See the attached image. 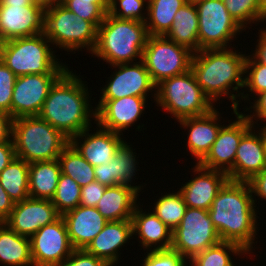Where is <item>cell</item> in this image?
Listing matches in <instances>:
<instances>
[{
	"mask_svg": "<svg viewBox=\"0 0 266 266\" xmlns=\"http://www.w3.org/2000/svg\"><path fill=\"white\" fill-rule=\"evenodd\" d=\"M256 207L248 182L228 180L208 210L221 241L239 244L249 257L258 234Z\"/></svg>",
	"mask_w": 266,
	"mask_h": 266,
	"instance_id": "cell-1",
	"label": "cell"
},
{
	"mask_svg": "<svg viewBox=\"0 0 266 266\" xmlns=\"http://www.w3.org/2000/svg\"><path fill=\"white\" fill-rule=\"evenodd\" d=\"M79 76L68 68L51 86L38 115L69 140L91 127V118L96 120L92 93Z\"/></svg>",
	"mask_w": 266,
	"mask_h": 266,
	"instance_id": "cell-2",
	"label": "cell"
},
{
	"mask_svg": "<svg viewBox=\"0 0 266 266\" xmlns=\"http://www.w3.org/2000/svg\"><path fill=\"white\" fill-rule=\"evenodd\" d=\"M234 48L201 49L193 54L191 63V71L204 94L213 104L228 96L233 114L239 110L237 98L242 92L238 90L244 89L246 60V54Z\"/></svg>",
	"mask_w": 266,
	"mask_h": 266,
	"instance_id": "cell-3",
	"label": "cell"
},
{
	"mask_svg": "<svg viewBox=\"0 0 266 266\" xmlns=\"http://www.w3.org/2000/svg\"><path fill=\"white\" fill-rule=\"evenodd\" d=\"M148 36L145 22L119 19L107 13L97 29L96 45L90 54L110 66L139 62Z\"/></svg>",
	"mask_w": 266,
	"mask_h": 266,
	"instance_id": "cell-4",
	"label": "cell"
},
{
	"mask_svg": "<svg viewBox=\"0 0 266 266\" xmlns=\"http://www.w3.org/2000/svg\"><path fill=\"white\" fill-rule=\"evenodd\" d=\"M12 141L17 158L31 164L58 159L69 139L39 116L13 119Z\"/></svg>",
	"mask_w": 266,
	"mask_h": 266,
	"instance_id": "cell-5",
	"label": "cell"
},
{
	"mask_svg": "<svg viewBox=\"0 0 266 266\" xmlns=\"http://www.w3.org/2000/svg\"><path fill=\"white\" fill-rule=\"evenodd\" d=\"M50 44L44 33L11 39L3 42L0 59L16 76L63 74L68 66L56 58Z\"/></svg>",
	"mask_w": 266,
	"mask_h": 266,
	"instance_id": "cell-6",
	"label": "cell"
},
{
	"mask_svg": "<svg viewBox=\"0 0 266 266\" xmlns=\"http://www.w3.org/2000/svg\"><path fill=\"white\" fill-rule=\"evenodd\" d=\"M155 90L154 102L177 121L207 114L215 108L196 82L191 70L161 81Z\"/></svg>",
	"mask_w": 266,
	"mask_h": 266,
	"instance_id": "cell-7",
	"label": "cell"
},
{
	"mask_svg": "<svg viewBox=\"0 0 266 266\" xmlns=\"http://www.w3.org/2000/svg\"><path fill=\"white\" fill-rule=\"evenodd\" d=\"M97 27L75 15L60 2L44 12V34L53 47L76 53L82 49L92 53L97 41ZM86 48V49H85Z\"/></svg>",
	"mask_w": 266,
	"mask_h": 266,
	"instance_id": "cell-8",
	"label": "cell"
},
{
	"mask_svg": "<svg viewBox=\"0 0 266 266\" xmlns=\"http://www.w3.org/2000/svg\"><path fill=\"white\" fill-rule=\"evenodd\" d=\"M194 52L164 35H149L142 52V62L155 85L191 70Z\"/></svg>",
	"mask_w": 266,
	"mask_h": 266,
	"instance_id": "cell-9",
	"label": "cell"
},
{
	"mask_svg": "<svg viewBox=\"0 0 266 266\" xmlns=\"http://www.w3.org/2000/svg\"><path fill=\"white\" fill-rule=\"evenodd\" d=\"M198 14L199 50L228 48L244 30L230 15L222 0H203L195 4ZM230 44V45H229Z\"/></svg>",
	"mask_w": 266,
	"mask_h": 266,
	"instance_id": "cell-10",
	"label": "cell"
},
{
	"mask_svg": "<svg viewBox=\"0 0 266 266\" xmlns=\"http://www.w3.org/2000/svg\"><path fill=\"white\" fill-rule=\"evenodd\" d=\"M220 241L208 210L187 207L182 221L172 231L171 249L189 261Z\"/></svg>",
	"mask_w": 266,
	"mask_h": 266,
	"instance_id": "cell-11",
	"label": "cell"
},
{
	"mask_svg": "<svg viewBox=\"0 0 266 266\" xmlns=\"http://www.w3.org/2000/svg\"><path fill=\"white\" fill-rule=\"evenodd\" d=\"M34 266H59L73 252L67 226L62 216L40 228L30 237Z\"/></svg>",
	"mask_w": 266,
	"mask_h": 266,
	"instance_id": "cell-12",
	"label": "cell"
},
{
	"mask_svg": "<svg viewBox=\"0 0 266 266\" xmlns=\"http://www.w3.org/2000/svg\"><path fill=\"white\" fill-rule=\"evenodd\" d=\"M115 71L100 90V99H120L127 96L148 97L155 101L156 85L142 61L112 65ZM154 91V92H153Z\"/></svg>",
	"mask_w": 266,
	"mask_h": 266,
	"instance_id": "cell-13",
	"label": "cell"
},
{
	"mask_svg": "<svg viewBox=\"0 0 266 266\" xmlns=\"http://www.w3.org/2000/svg\"><path fill=\"white\" fill-rule=\"evenodd\" d=\"M236 120L219 130L216 140L207 155L198 163L200 166L226 173L234 168L237 148L242 136L253 126L245 113L237 111Z\"/></svg>",
	"mask_w": 266,
	"mask_h": 266,
	"instance_id": "cell-14",
	"label": "cell"
},
{
	"mask_svg": "<svg viewBox=\"0 0 266 266\" xmlns=\"http://www.w3.org/2000/svg\"><path fill=\"white\" fill-rule=\"evenodd\" d=\"M62 74H28L17 76L12 100L13 119L38 116L51 86Z\"/></svg>",
	"mask_w": 266,
	"mask_h": 266,
	"instance_id": "cell-15",
	"label": "cell"
},
{
	"mask_svg": "<svg viewBox=\"0 0 266 266\" xmlns=\"http://www.w3.org/2000/svg\"><path fill=\"white\" fill-rule=\"evenodd\" d=\"M147 97L127 96L120 99H99L96 105V125L122 134L134 126L145 112Z\"/></svg>",
	"mask_w": 266,
	"mask_h": 266,
	"instance_id": "cell-16",
	"label": "cell"
},
{
	"mask_svg": "<svg viewBox=\"0 0 266 266\" xmlns=\"http://www.w3.org/2000/svg\"><path fill=\"white\" fill-rule=\"evenodd\" d=\"M60 216L51 200L28 197L14 204L4 223L17 234L30 238L40 228Z\"/></svg>",
	"mask_w": 266,
	"mask_h": 266,
	"instance_id": "cell-17",
	"label": "cell"
},
{
	"mask_svg": "<svg viewBox=\"0 0 266 266\" xmlns=\"http://www.w3.org/2000/svg\"><path fill=\"white\" fill-rule=\"evenodd\" d=\"M44 12L36 4L0 6V38L5 42L43 33Z\"/></svg>",
	"mask_w": 266,
	"mask_h": 266,
	"instance_id": "cell-18",
	"label": "cell"
},
{
	"mask_svg": "<svg viewBox=\"0 0 266 266\" xmlns=\"http://www.w3.org/2000/svg\"><path fill=\"white\" fill-rule=\"evenodd\" d=\"M194 175L192 179L179 188L187 207L209 210L218 191L229 180L224 172L207 169L195 163L191 168Z\"/></svg>",
	"mask_w": 266,
	"mask_h": 266,
	"instance_id": "cell-19",
	"label": "cell"
},
{
	"mask_svg": "<svg viewBox=\"0 0 266 266\" xmlns=\"http://www.w3.org/2000/svg\"><path fill=\"white\" fill-rule=\"evenodd\" d=\"M96 132L89 133L91 127L83 130L80 134L72 137L69 143L87 160L92 166L109 163L125 141L122 134L106 130L97 125Z\"/></svg>",
	"mask_w": 266,
	"mask_h": 266,
	"instance_id": "cell-20",
	"label": "cell"
},
{
	"mask_svg": "<svg viewBox=\"0 0 266 266\" xmlns=\"http://www.w3.org/2000/svg\"><path fill=\"white\" fill-rule=\"evenodd\" d=\"M255 128L252 126L239 142L234 168L228 174V179L231 181L249 182L266 168L264 142L259 131L254 130Z\"/></svg>",
	"mask_w": 266,
	"mask_h": 266,
	"instance_id": "cell-21",
	"label": "cell"
},
{
	"mask_svg": "<svg viewBox=\"0 0 266 266\" xmlns=\"http://www.w3.org/2000/svg\"><path fill=\"white\" fill-rule=\"evenodd\" d=\"M216 107L209 113L180 119L181 128L188 129L187 146L198 164L210 151L221 127L220 112Z\"/></svg>",
	"mask_w": 266,
	"mask_h": 266,
	"instance_id": "cell-22",
	"label": "cell"
},
{
	"mask_svg": "<svg viewBox=\"0 0 266 266\" xmlns=\"http://www.w3.org/2000/svg\"><path fill=\"white\" fill-rule=\"evenodd\" d=\"M132 238L131 220L108 221L85 250L104 260L109 266H116L121 260V249Z\"/></svg>",
	"mask_w": 266,
	"mask_h": 266,
	"instance_id": "cell-23",
	"label": "cell"
},
{
	"mask_svg": "<svg viewBox=\"0 0 266 266\" xmlns=\"http://www.w3.org/2000/svg\"><path fill=\"white\" fill-rule=\"evenodd\" d=\"M74 249H86L108 222L96 207L77 206L62 215Z\"/></svg>",
	"mask_w": 266,
	"mask_h": 266,
	"instance_id": "cell-24",
	"label": "cell"
},
{
	"mask_svg": "<svg viewBox=\"0 0 266 266\" xmlns=\"http://www.w3.org/2000/svg\"><path fill=\"white\" fill-rule=\"evenodd\" d=\"M138 201L131 217L132 232L144 251L167 250L172 246V231L151 211L143 210Z\"/></svg>",
	"mask_w": 266,
	"mask_h": 266,
	"instance_id": "cell-25",
	"label": "cell"
},
{
	"mask_svg": "<svg viewBox=\"0 0 266 266\" xmlns=\"http://www.w3.org/2000/svg\"><path fill=\"white\" fill-rule=\"evenodd\" d=\"M143 185H115L106 188L96 208L107 221L131 220Z\"/></svg>",
	"mask_w": 266,
	"mask_h": 266,
	"instance_id": "cell-26",
	"label": "cell"
},
{
	"mask_svg": "<svg viewBox=\"0 0 266 266\" xmlns=\"http://www.w3.org/2000/svg\"><path fill=\"white\" fill-rule=\"evenodd\" d=\"M60 174L58 159L31 163L29 165V197L52 200Z\"/></svg>",
	"mask_w": 266,
	"mask_h": 266,
	"instance_id": "cell-27",
	"label": "cell"
},
{
	"mask_svg": "<svg viewBox=\"0 0 266 266\" xmlns=\"http://www.w3.org/2000/svg\"><path fill=\"white\" fill-rule=\"evenodd\" d=\"M164 36L194 53L199 51L198 14L195 4L186 2L180 7L170 30Z\"/></svg>",
	"mask_w": 266,
	"mask_h": 266,
	"instance_id": "cell-28",
	"label": "cell"
},
{
	"mask_svg": "<svg viewBox=\"0 0 266 266\" xmlns=\"http://www.w3.org/2000/svg\"><path fill=\"white\" fill-rule=\"evenodd\" d=\"M34 266L31 259L30 238L21 236L0 223V265Z\"/></svg>",
	"mask_w": 266,
	"mask_h": 266,
	"instance_id": "cell-29",
	"label": "cell"
},
{
	"mask_svg": "<svg viewBox=\"0 0 266 266\" xmlns=\"http://www.w3.org/2000/svg\"><path fill=\"white\" fill-rule=\"evenodd\" d=\"M29 165L15 157L0 173V184L14 203L29 197Z\"/></svg>",
	"mask_w": 266,
	"mask_h": 266,
	"instance_id": "cell-30",
	"label": "cell"
},
{
	"mask_svg": "<svg viewBox=\"0 0 266 266\" xmlns=\"http://www.w3.org/2000/svg\"><path fill=\"white\" fill-rule=\"evenodd\" d=\"M186 0H148L146 28L148 35H165L171 28L176 12Z\"/></svg>",
	"mask_w": 266,
	"mask_h": 266,
	"instance_id": "cell-31",
	"label": "cell"
},
{
	"mask_svg": "<svg viewBox=\"0 0 266 266\" xmlns=\"http://www.w3.org/2000/svg\"><path fill=\"white\" fill-rule=\"evenodd\" d=\"M249 254L239 244L220 241L203 252L196 254L189 260V266H235L231 255L245 256ZM241 255V256H240Z\"/></svg>",
	"mask_w": 266,
	"mask_h": 266,
	"instance_id": "cell-32",
	"label": "cell"
},
{
	"mask_svg": "<svg viewBox=\"0 0 266 266\" xmlns=\"http://www.w3.org/2000/svg\"><path fill=\"white\" fill-rule=\"evenodd\" d=\"M61 173L71 177L80 187L96 181L94 166L69 143L58 157Z\"/></svg>",
	"mask_w": 266,
	"mask_h": 266,
	"instance_id": "cell-33",
	"label": "cell"
},
{
	"mask_svg": "<svg viewBox=\"0 0 266 266\" xmlns=\"http://www.w3.org/2000/svg\"><path fill=\"white\" fill-rule=\"evenodd\" d=\"M154 206V208H153ZM152 212L173 231L182 221L187 205L179 192L165 193L154 203Z\"/></svg>",
	"mask_w": 266,
	"mask_h": 266,
	"instance_id": "cell-34",
	"label": "cell"
},
{
	"mask_svg": "<svg viewBox=\"0 0 266 266\" xmlns=\"http://www.w3.org/2000/svg\"><path fill=\"white\" fill-rule=\"evenodd\" d=\"M126 140L117 149L113 159H112V170H113V186L115 185H132L134 178H136V171L138 168V157H136L133 148L130 147L132 144L128 145ZM135 176V177H134ZM133 179V180H132Z\"/></svg>",
	"mask_w": 266,
	"mask_h": 266,
	"instance_id": "cell-35",
	"label": "cell"
},
{
	"mask_svg": "<svg viewBox=\"0 0 266 266\" xmlns=\"http://www.w3.org/2000/svg\"><path fill=\"white\" fill-rule=\"evenodd\" d=\"M81 187L71 177L60 174L56 193L51 200L57 212L64 213L75 209L80 204Z\"/></svg>",
	"mask_w": 266,
	"mask_h": 266,
	"instance_id": "cell-36",
	"label": "cell"
},
{
	"mask_svg": "<svg viewBox=\"0 0 266 266\" xmlns=\"http://www.w3.org/2000/svg\"><path fill=\"white\" fill-rule=\"evenodd\" d=\"M230 15L244 29L249 24L266 21L261 13L258 0H222Z\"/></svg>",
	"mask_w": 266,
	"mask_h": 266,
	"instance_id": "cell-37",
	"label": "cell"
},
{
	"mask_svg": "<svg viewBox=\"0 0 266 266\" xmlns=\"http://www.w3.org/2000/svg\"><path fill=\"white\" fill-rule=\"evenodd\" d=\"M244 88L245 91H248L245 92L241 89V91H243L240 97L241 99L238 98L240 102L241 100L243 101V99L244 101H248L249 99L252 100V98H249L252 94L254 99L255 96L266 91V65L259 63L248 54L245 60ZM248 92L251 93L249 94Z\"/></svg>",
	"mask_w": 266,
	"mask_h": 266,
	"instance_id": "cell-38",
	"label": "cell"
},
{
	"mask_svg": "<svg viewBox=\"0 0 266 266\" xmlns=\"http://www.w3.org/2000/svg\"><path fill=\"white\" fill-rule=\"evenodd\" d=\"M147 6L148 0H109L108 14L119 19L146 22Z\"/></svg>",
	"mask_w": 266,
	"mask_h": 266,
	"instance_id": "cell-39",
	"label": "cell"
},
{
	"mask_svg": "<svg viewBox=\"0 0 266 266\" xmlns=\"http://www.w3.org/2000/svg\"><path fill=\"white\" fill-rule=\"evenodd\" d=\"M60 3L75 15L91 21L97 28L104 21L107 14L98 4L92 0H60Z\"/></svg>",
	"mask_w": 266,
	"mask_h": 266,
	"instance_id": "cell-40",
	"label": "cell"
},
{
	"mask_svg": "<svg viewBox=\"0 0 266 266\" xmlns=\"http://www.w3.org/2000/svg\"><path fill=\"white\" fill-rule=\"evenodd\" d=\"M146 253L144 260L142 259V266H188V260L172 249L153 250Z\"/></svg>",
	"mask_w": 266,
	"mask_h": 266,
	"instance_id": "cell-41",
	"label": "cell"
},
{
	"mask_svg": "<svg viewBox=\"0 0 266 266\" xmlns=\"http://www.w3.org/2000/svg\"><path fill=\"white\" fill-rule=\"evenodd\" d=\"M17 76L0 59V111L11 115V100Z\"/></svg>",
	"mask_w": 266,
	"mask_h": 266,
	"instance_id": "cell-42",
	"label": "cell"
},
{
	"mask_svg": "<svg viewBox=\"0 0 266 266\" xmlns=\"http://www.w3.org/2000/svg\"><path fill=\"white\" fill-rule=\"evenodd\" d=\"M59 266H109L104 260L88 253L85 249H74L67 260Z\"/></svg>",
	"mask_w": 266,
	"mask_h": 266,
	"instance_id": "cell-43",
	"label": "cell"
},
{
	"mask_svg": "<svg viewBox=\"0 0 266 266\" xmlns=\"http://www.w3.org/2000/svg\"><path fill=\"white\" fill-rule=\"evenodd\" d=\"M107 186L97 181L81 187L80 206L96 207Z\"/></svg>",
	"mask_w": 266,
	"mask_h": 266,
	"instance_id": "cell-44",
	"label": "cell"
},
{
	"mask_svg": "<svg viewBox=\"0 0 266 266\" xmlns=\"http://www.w3.org/2000/svg\"><path fill=\"white\" fill-rule=\"evenodd\" d=\"M250 103H251V105L252 104L253 105L249 106V108L246 107L245 111H248L250 109H253V110H250V114L247 113V115L245 114V116L249 119V121L253 124V126H256L255 124H257V126H258L259 120L261 121V123H263V121L266 122V91L258 94L255 97L254 102L252 103L250 101ZM251 112H252V114H251ZM254 120H256V121H254Z\"/></svg>",
	"mask_w": 266,
	"mask_h": 266,
	"instance_id": "cell-45",
	"label": "cell"
},
{
	"mask_svg": "<svg viewBox=\"0 0 266 266\" xmlns=\"http://www.w3.org/2000/svg\"><path fill=\"white\" fill-rule=\"evenodd\" d=\"M248 183L252 190L255 206L257 202L256 196H258V199L261 198L262 201L263 199L266 200V168L261 173L255 175Z\"/></svg>",
	"mask_w": 266,
	"mask_h": 266,
	"instance_id": "cell-46",
	"label": "cell"
},
{
	"mask_svg": "<svg viewBox=\"0 0 266 266\" xmlns=\"http://www.w3.org/2000/svg\"><path fill=\"white\" fill-rule=\"evenodd\" d=\"M96 181L107 187L113 186L112 160L109 163L94 166Z\"/></svg>",
	"mask_w": 266,
	"mask_h": 266,
	"instance_id": "cell-47",
	"label": "cell"
},
{
	"mask_svg": "<svg viewBox=\"0 0 266 266\" xmlns=\"http://www.w3.org/2000/svg\"><path fill=\"white\" fill-rule=\"evenodd\" d=\"M13 117L0 111V143L12 141Z\"/></svg>",
	"mask_w": 266,
	"mask_h": 266,
	"instance_id": "cell-48",
	"label": "cell"
},
{
	"mask_svg": "<svg viewBox=\"0 0 266 266\" xmlns=\"http://www.w3.org/2000/svg\"><path fill=\"white\" fill-rule=\"evenodd\" d=\"M16 157L13 141L0 143V173Z\"/></svg>",
	"mask_w": 266,
	"mask_h": 266,
	"instance_id": "cell-49",
	"label": "cell"
},
{
	"mask_svg": "<svg viewBox=\"0 0 266 266\" xmlns=\"http://www.w3.org/2000/svg\"><path fill=\"white\" fill-rule=\"evenodd\" d=\"M259 39H257L256 48L251 56L259 63L266 65V28L259 30Z\"/></svg>",
	"mask_w": 266,
	"mask_h": 266,
	"instance_id": "cell-50",
	"label": "cell"
},
{
	"mask_svg": "<svg viewBox=\"0 0 266 266\" xmlns=\"http://www.w3.org/2000/svg\"><path fill=\"white\" fill-rule=\"evenodd\" d=\"M14 202L0 184V223H4L14 207Z\"/></svg>",
	"mask_w": 266,
	"mask_h": 266,
	"instance_id": "cell-51",
	"label": "cell"
},
{
	"mask_svg": "<svg viewBox=\"0 0 266 266\" xmlns=\"http://www.w3.org/2000/svg\"><path fill=\"white\" fill-rule=\"evenodd\" d=\"M11 5H23L31 6L33 3L31 0H0V6H11Z\"/></svg>",
	"mask_w": 266,
	"mask_h": 266,
	"instance_id": "cell-52",
	"label": "cell"
},
{
	"mask_svg": "<svg viewBox=\"0 0 266 266\" xmlns=\"http://www.w3.org/2000/svg\"><path fill=\"white\" fill-rule=\"evenodd\" d=\"M31 2L42 7L45 10L60 2V0H31Z\"/></svg>",
	"mask_w": 266,
	"mask_h": 266,
	"instance_id": "cell-53",
	"label": "cell"
},
{
	"mask_svg": "<svg viewBox=\"0 0 266 266\" xmlns=\"http://www.w3.org/2000/svg\"><path fill=\"white\" fill-rule=\"evenodd\" d=\"M94 4H98L106 13L109 10V0H92Z\"/></svg>",
	"mask_w": 266,
	"mask_h": 266,
	"instance_id": "cell-54",
	"label": "cell"
},
{
	"mask_svg": "<svg viewBox=\"0 0 266 266\" xmlns=\"http://www.w3.org/2000/svg\"><path fill=\"white\" fill-rule=\"evenodd\" d=\"M258 125H260V128H261V130H260V128H259V133H260V135H261V137H262V139H263V142H264V147H265V150H266V123L265 124H263L264 126H261V124H258Z\"/></svg>",
	"mask_w": 266,
	"mask_h": 266,
	"instance_id": "cell-55",
	"label": "cell"
},
{
	"mask_svg": "<svg viewBox=\"0 0 266 266\" xmlns=\"http://www.w3.org/2000/svg\"><path fill=\"white\" fill-rule=\"evenodd\" d=\"M260 11L266 17V0H258Z\"/></svg>",
	"mask_w": 266,
	"mask_h": 266,
	"instance_id": "cell-56",
	"label": "cell"
},
{
	"mask_svg": "<svg viewBox=\"0 0 266 266\" xmlns=\"http://www.w3.org/2000/svg\"><path fill=\"white\" fill-rule=\"evenodd\" d=\"M203 0H186V2L192 3V4H196L197 2H200Z\"/></svg>",
	"mask_w": 266,
	"mask_h": 266,
	"instance_id": "cell-57",
	"label": "cell"
},
{
	"mask_svg": "<svg viewBox=\"0 0 266 266\" xmlns=\"http://www.w3.org/2000/svg\"><path fill=\"white\" fill-rule=\"evenodd\" d=\"M2 44H3V41H2V39L0 38V58H1V49H2Z\"/></svg>",
	"mask_w": 266,
	"mask_h": 266,
	"instance_id": "cell-58",
	"label": "cell"
}]
</instances>
